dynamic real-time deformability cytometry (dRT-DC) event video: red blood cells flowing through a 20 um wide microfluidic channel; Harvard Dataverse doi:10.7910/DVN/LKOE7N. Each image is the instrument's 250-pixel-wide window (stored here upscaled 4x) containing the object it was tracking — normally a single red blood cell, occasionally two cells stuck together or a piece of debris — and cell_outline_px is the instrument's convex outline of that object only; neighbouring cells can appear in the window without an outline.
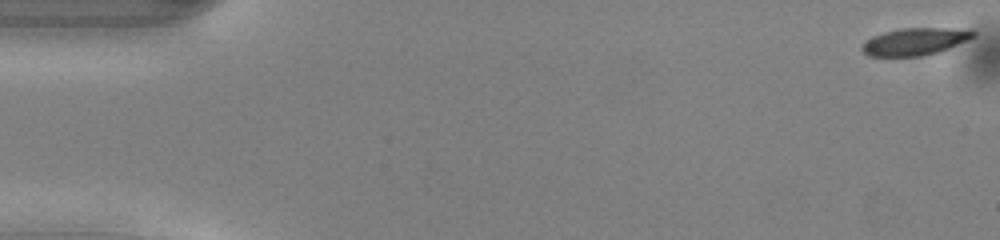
{"species": "common noctule bat (a hibernating species)", "species_latin": "Nyctalus noctula", "temperature_condition": "warm", "stored_images_in_passage": 50, "camera_frame_rate_fps": 3000, "um_per_image_px": 0.085, "animal": {"sex": "male", "body_mass_g": 13.0, "forearm_length_mm": 53.1}, "frame": {"image": 1, "passage_image": 1, "time_ms": 0.0, "image_size_px": [1000, 240], "cell_outline_px": [[976, 36], [968, 40], [940, 52], [924, 56], [868, 56], [860, 48], [872, 36], [884, 32], [900, 28], [972, 28], [976, 32]], "centroid_in_image_um": [77.85, 3.52], "position_along_channel_um": 7.1, "area_um2": 17.92}}
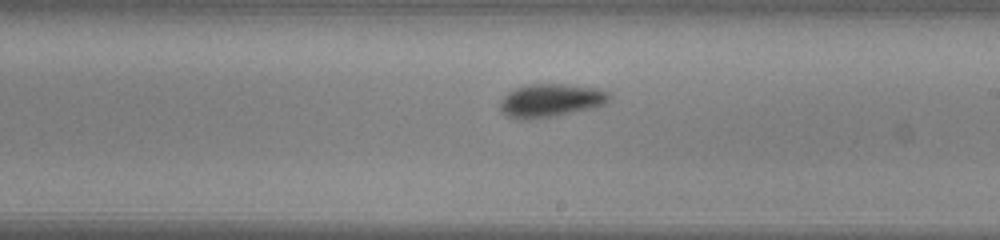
{"frame": {"image": 2, "passage_image": 29, "time_ms": 9.333, "image_size_px": [1000, 240], "cell_outline_px": [[612, 96], [604, 104], [592, 108], [556, 116], [528, 120], [520, 120], [508, 116], [500, 108], [500, 100], [508, 92], [516, 88], [528, 84], [564, 84], [596, 88], [608, 92]], "centroid_in_image_um": [46.8, 8.54], "position_along_channel_um": 242.2, "area_um2": 21.15}}
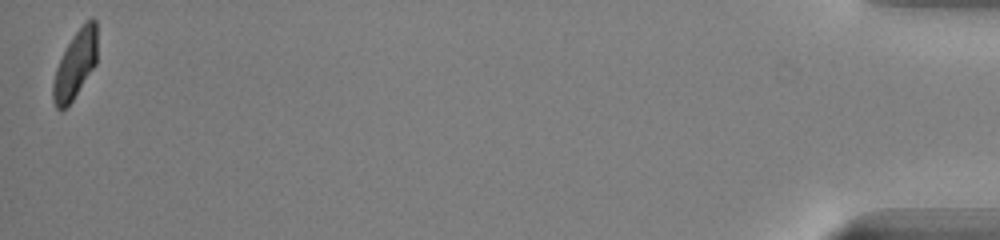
{"frame": {"image": 3, "passage_image": 50, "time_ms": 16.333, "image_size_px": [1000, 240], "cell_outline_px": [[96, 64], [72, 100], [60, 112], [56, 108], [52, 100], [52, 84], [56, 68], [72, 36], [92, 16], [96, 20]], "centroid_in_image_um": [6.38, 5.52], "position_along_channel_um": 428.8, "area_um2": 17.11}, "authors_computed_cell_mechanics": {"area_um2": 19.0451, "velocity_mm_per_s": 4.0857, "shape_relaxation_time_tau1_ms": 2.4312, "shape_relaxation_time_tau2_ms": 2.0821, "deformation_change_tau1": 0.1264, "deformation_change_tau2": 0.045}}